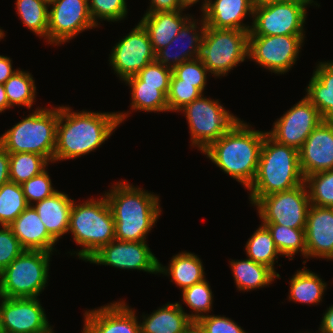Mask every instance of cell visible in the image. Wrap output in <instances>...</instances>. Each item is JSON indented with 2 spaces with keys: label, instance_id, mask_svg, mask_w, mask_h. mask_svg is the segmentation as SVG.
<instances>
[{
  "label": "cell",
  "instance_id": "obj_1",
  "mask_svg": "<svg viewBox=\"0 0 333 333\" xmlns=\"http://www.w3.org/2000/svg\"><path fill=\"white\" fill-rule=\"evenodd\" d=\"M126 112L72 111L59 106L53 163L76 159L99 148L128 116Z\"/></svg>",
  "mask_w": 333,
  "mask_h": 333
},
{
  "label": "cell",
  "instance_id": "obj_2",
  "mask_svg": "<svg viewBox=\"0 0 333 333\" xmlns=\"http://www.w3.org/2000/svg\"><path fill=\"white\" fill-rule=\"evenodd\" d=\"M267 132L252 130V126L239 119L217 141L201 153L224 173L248 189L253 183Z\"/></svg>",
  "mask_w": 333,
  "mask_h": 333
},
{
  "label": "cell",
  "instance_id": "obj_3",
  "mask_svg": "<svg viewBox=\"0 0 333 333\" xmlns=\"http://www.w3.org/2000/svg\"><path fill=\"white\" fill-rule=\"evenodd\" d=\"M105 196L115 222V239L146 241V236L161 215L159 196L127 181L111 186Z\"/></svg>",
  "mask_w": 333,
  "mask_h": 333
},
{
  "label": "cell",
  "instance_id": "obj_4",
  "mask_svg": "<svg viewBox=\"0 0 333 333\" xmlns=\"http://www.w3.org/2000/svg\"><path fill=\"white\" fill-rule=\"evenodd\" d=\"M299 166V151L280 144L265 134L256 177L247 189L254 205L261 197L288 191L304 183Z\"/></svg>",
  "mask_w": 333,
  "mask_h": 333
},
{
  "label": "cell",
  "instance_id": "obj_5",
  "mask_svg": "<svg viewBox=\"0 0 333 333\" xmlns=\"http://www.w3.org/2000/svg\"><path fill=\"white\" fill-rule=\"evenodd\" d=\"M115 222L106 196L100 199L90 198L83 203L73 206L70 213L68 233L73 235V240L82 247L73 251L71 255L86 261L102 246L115 239Z\"/></svg>",
  "mask_w": 333,
  "mask_h": 333
},
{
  "label": "cell",
  "instance_id": "obj_6",
  "mask_svg": "<svg viewBox=\"0 0 333 333\" xmlns=\"http://www.w3.org/2000/svg\"><path fill=\"white\" fill-rule=\"evenodd\" d=\"M59 106L36 108L0 136V144L8 153L30 152L53 162Z\"/></svg>",
  "mask_w": 333,
  "mask_h": 333
},
{
  "label": "cell",
  "instance_id": "obj_7",
  "mask_svg": "<svg viewBox=\"0 0 333 333\" xmlns=\"http://www.w3.org/2000/svg\"><path fill=\"white\" fill-rule=\"evenodd\" d=\"M50 252L24 250L0 273V293L7 298H36L48 284Z\"/></svg>",
  "mask_w": 333,
  "mask_h": 333
},
{
  "label": "cell",
  "instance_id": "obj_8",
  "mask_svg": "<svg viewBox=\"0 0 333 333\" xmlns=\"http://www.w3.org/2000/svg\"><path fill=\"white\" fill-rule=\"evenodd\" d=\"M249 32L206 25L199 58L212 76H225L248 59Z\"/></svg>",
  "mask_w": 333,
  "mask_h": 333
},
{
  "label": "cell",
  "instance_id": "obj_9",
  "mask_svg": "<svg viewBox=\"0 0 333 333\" xmlns=\"http://www.w3.org/2000/svg\"><path fill=\"white\" fill-rule=\"evenodd\" d=\"M180 111L186 116L192 147H198L201 152L240 119L227 111L219 100H212L203 94Z\"/></svg>",
  "mask_w": 333,
  "mask_h": 333
},
{
  "label": "cell",
  "instance_id": "obj_10",
  "mask_svg": "<svg viewBox=\"0 0 333 333\" xmlns=\"http://www.w3.org/2000/svg\"><path fill=\"white\" fill-rule=\"evenodd\" d=\"M314 0L255 3L249 36L305 35L307 7Z\"/></svg>",
  "mask_w": 333,
  "mask_h": 333
},
{
  "label": "cell",
  "instance_id": "obj_11",
  "mask_svg": "<svg viewBox=\"0 0 333 333\" xmlns=\"http://www.w3.org/2000/svg\"><path fill=\"white\" fill-rule=\"evenodd\" d=\"M253 206L257 208L262 224L305 229L311 203L304 182L291 190L263 196Z\"/></svg>",
  "mask_w": 333,
  "mask_h": 333
},
{
  "label": "cell",
  "instance_id": "obj_12",
  "mask_svg": "<svg viewBox=\"0 0 333 333\" xmlns=\"http://www.w3.org/2000/svg\"><path fill=\"white\" fill-rule=\"evenodd\" d=\"M305 35L249 36L248 59L275 74L289 72L299 58Z\"/></svg>",
  "mask_w": 333,
  "mask_h": 333
},
{
  "label": "cell",
  "instance_id": "obj_13",
  "mask_svg": "<svg viewBox=\"0 0 333 333\" xmlns=\"http://www.w3.org/2000/svg\"><path fill=\"white\" fill-rule=\"evenodd\" d=\"M111 50L109 64L122 81L137 75L156 59L149 35L140 22Z\"/></svg>",
  "mask_w": 333,
  "mask_h": 333
},
{
  "label": "cell",
  "instance_id": "obj_14",
  "mask_svg": "<svg viewBox=\"0 0 333 333\" xmlns=\"http://www.w3.org/2000/svg\"><path fill=\"white\" fill-rule=\"evenodd\" d=\"M48 44L62 45L85 30L96 28L88 0H54L49 3Z\"/></svg>",
  "mask_w": 333,
  "mask_h": 333
},
{
  "label": "cell",
  "instance_id": "obj_15",
  "mask_svg": "<svg viewBox=\"0 0 333 333\" xmlns=\"http://www.w3.org/2000/svg\"><path fill=\"white\" fill-rule=\"evenodd\" d=\"M146 241L112 240L102 246L87 261L117 269L140 270L157 274L159 260L151 252Z\"/></svg>",
  "mask_w": 333,
  "mask_h": 333
},
{
  "label": "cell",
  "instance_id": "obj_16",
  "mask_svg": "<svg viewBox=\"0 0 333 333\" xmlns=\"http://www.w3.org/2000/svg\"><path fill=\"white\" fill-rule=\"evenodd\" d=\"M0 333H54V331L38 297H4L0 308Z\"/></svg>",
  "mask_w": 333,
  "mask_h": 333
},
{
  "label": "cell",
  "instance_id": "obj_17",
  "mask_svg": "<svg viewBox=\"0 0 333 333\" xmlns=\"http://www.w3.org/2000/svg\"><path fill=\"white\" fill-rule=\"evenodd\" d=\"M321 122L322 116L317 108L303 97L274 122L273 128L267 131V134L276 142L299 151Z\"/></svg>",
  "mask_w": 333,
  "mask_h": 333
},
{
  "label": "cell",
  "instance_id": "obj_18",
  "mask_svg": "<svg viewBox=\"0 0 333 333\" xmlns=\"http://www.w3.org/2000/svg\"><path fill=\"white\" fill-rule=\"evenodd\" d=\"M196 20L191 17L171 43L156 53L155 60L158 63L173 70L185 61L199 58L206 24L203 16L199 20L201 23ZM197 24L201 25L200 28Z\"/></svg>",
  "mask_w": 333,
  "mask_h": 333
},
{
  "label": "cell",
  "instance_id": "obj_19",
  "mask_svg": "<svg viewBox=\"0 0 333 333\" xmlns=\"http://www.w3.org/2000/svg\"><path fill=\"white\" fill-rule=\"evenodd\" d=\"M304 179L314 173L333 170V124L321 122L299 150Z\"/></svg>",
  "mask_w": 333,
  "mask_h": 333
},
{
  "label": "cell",
  "instance_id": "obj_20",
  "mask_svg": "<svg viewBox=\"0 0 333 333\" xmlns=\"http://www.w3.org/2000/svg\"><path fill=\"white\" fill-rule=\"evenodd\" d=\"M305 243L307 259L333 260V207H309Z\"/></svg>",
  "mask_w": 333,
  "mask_h": 333
},
{
  "label": "cell",
  "instance_id": "obj_21",
  "mask_svg": "<svg viewBox=\"0 0 333 333\" xmlns=\"http://www.w3.org/2000/svg\"><path fill=\"white\" fill-rule=\"evenodd\" d=\"M83 317L96 333H141L135 309L124 300L86 310Z\"/></svg>",
  "mask_w": 333,
  "mask_h": 333
},
{
  "label": "cell",
  "instance_id": "obj_22",
  "mask_svg": "<svg viewBox=\"0 0 333 333\" xmlns=\"http://www.w3.org/2000/svg\"><path fill=\"white\" fill-rule=\"evenodd\" d=\"M254 6L255 0H209L201 16L211 28L250 31L252 26L243 20L248 15L253 18Z\"/></svg>",
  "mask_w": 333,
  "mask_h": 333
},
{
  "label": "cell",
  "instance_id": "obj_23",
  "mask_svg": "<svg viewBox=\"0 0 333 333\" xmlns=\"http://www.w3.org/2000/svg\"><path fill=\"white\" fill-rule=\"evenodd\" d=\"M9 227L24 250L54 252L57 241L48 233L33 206H28Z\"/></svg>",
  "mask_w": 333,
  "mask_h": 333
},
{
  "label": "cell",
  "instance_id": "obj_24",
  "mask_svg": "<svg viewBox=\"0 0 333 333\" xmlns=\"http://www.w3.org/2000/svg\"><path fill=\"white\" fill-rule=\"evenodd\" d=\"M184 10L145 13L140 20L147 31L155 53L166 47L192 17ZM188 15V16H187Z\"/></svg>",
  "mask_w": 333,
  "mask_h": 333
},
{
  "label": "cell",
  "instance_id": "obj_25",
  "mask_svg": "<svg viewBox=\"0 0 333 333\" xmlns=\"http://www.w3.org/2000/svg\"><path fill=\"white\" fill-rule=\"evenodd\" d=\"M74 199L61 191L32 205L45 225L48 233L59 241L61 236L68 233L70 213Z\"/></svg>",
  "mask_w": 333,
  "mask_h": 333
},
{
  "label": "cell",
  "instance_id": "obj_26",
  "mask_svg": "<svg viewBox=\"0 0 333 333\" xmlns=\"http://www.w3.org/2000/svg\"><path fill=\"white\" fill-rule=\"evenodd\" d=\"M306 92L305 97L317 108L322 121L333 124V60L317 64Z\"/></svg>",
  "mask_w": 333,
  "mask_h": 333
},
{
  "label": "cell",
  "instance_id": "obj_27",
  "mask_svg": "<svg viewBox=\"0 0 333 333\" xmlns=\"http://www.w3.org/2000/svg\"><path fill=\"white\" fill-rule=\"evenodd\" d=\"M142 317L141 333H184L193 322L180 302H168L151 314Z\"/></svg>",
  "mask_w": 333,
  "mask_h": 333
},
{
  "label": "cell",
  "instance_id": "obj_28",
  "mask_svg": "<svg viewBox=\"0 0 333 333\" xmlns=\"http://www.w3.org/2000/svg\"><path fill=\"white\" fill-rule=\"evenodd\" d=\"M168 266L159 262L158 273L170 276V282L182 290L206 279L202 261L194 253L184 251L173 255Z\"/></svg>",
  "mask_w": 333,
  "mask_h": 333
},
{
  "label": "cell",
  "instance_id": "obj_29",
  "mask_svg": "<svg viewBox=\"0 0 333 333\" xmlns=\"http://www.w3.org/2000/svg\"><path fill=\"white\" fill-rule=\"evenodd\" d=\"M124 82L131 88V110L169 112L167 95L170 86L143 85V81L137 75Z\"/></svg>",
  "mask_w": 333,
  "mask_h": 333
},
{
  "label": "cell",
  "instance_id": "obj_30",
  "mask_svg": "<svg viewBox=\"0 0 333 333\" xmlns=\"http://www.w3.org/2000/svg\"><path fill=\"white\" fill-rule=\"evenodd\" d=\"M234 283L239 291L264 288L272 284L277 274L266 265L256 263L250 258L229 261Z\"/></svg>",
  "mask_w": 333,
  "mask_h": 333
},
{
  "label": "cell",
  "instance_id": "obj_31",
  "mask_svg": "<svg viewBox=\"0 0 333 333\" xmlns=\"http://www.w3.org/2000/svg\"><path fill=\"white\" fill-rule=\"evenodd\" d=\"M290 290L288 299L293 302L304 304H319L327 288L319 275L306 269L305 266L290 279Z\"/></svg>",
  "mask_w": 333,
  "mask_h": 333
},
{
  "label": "cell",
  "instance_id": "obj_32",
  "mask_svg": "<svg viewBox=\"0 0 333 333\" xmlns=\"http://www.w3.org/2000/svg\"><path fill=\"white\" fill-rule=\"evenodd\" d=\"M245 250L248 258L271 268L277 274V278H280L274 264L276 259H278L277 255L280 256L281 254L275 246L270 231L265 225L261 223V226L254 231L245 245Z\"/></svg>",
  "mask_w": 333,
  "mask_h": 333
},
{
  "label": "cell",
  "instance_id": "obj_33",
  "mask_svg": "<svg viewBox=\"0 0 333 333\" xmlns=\"http://www.w3.org/2000/svg\"><path fill=\"white\" fill-rule=\"evenodd\" d=\"M49 3L45 0H16L17 14L22 23L48 42Z\"/></svg>",
  "mask_w": 333,
  "mask_h": 333
},
{
  "label": "cell",
  "instance_id": "obj_34",
  "mask_svg": "<svg viewBox=\"0 0 333 333\" xmlns=\"http://www.w3.org/2000/svg\"><path fill=\"white\" fill-rule=\"evenodd\" d=\"M3 85L9 109L15 105L29 109L32 107L36 97V86L28 71L18 69Z\"/></svg>",
  "mask_w": 333,
  "mask_h": 333
},
{
  "label": "cell",
  "instance_id": "obj_35",
  "mask_svg": "<svg viewBox=\"0 0 333 333\" xmlns=\"http://www.w3.org/2000/svg\"><path fill=\"white\" fill-rule=\"evenodd\" d=\"M50 162L36 153H9L10 181L22 184L44 171Z\"/></svg>",
  "mask_w": 333,
  "mask_h": 333
},
{
  "label": "cell",
  "instance_id": "obj_36",
  "mask_svg": "<svg viewBox=\"0 0 333 333\" xmlns=\"http://www.w3.org/2000/svg\"><path fill=\"white\" fill-rule=\"evenodd\" d=\"M271 233L275 246L282 256L293 259L298 252L306 258L305 229H295L278 224H263Z\"/></svg>",
  "mask_w": 333,
  "mask_h": 333
},
{
  "label": "cell",
  "instance_id": "obj_37",
  "mask_svg": "<svg viewBox=\"0 0 333 333\" xmlns=\"http://www.w3.org/2000/svg\"><path fill=\"white\" fill-rule=\"evenodd\" d=\"M28 206L20 184L8 181L0 186V226H9Z\"/></svg>",
  "mask_w": 333,
  "mask_h": 333
},
{
  "label": "cell",
  "instance_id": "obj_38",
  "mask_svg": "<svg viewBox=\"0 0 333 333\" xmlns=\"http://www.w3.org/2000/svg\"><path fill=\"white\" fill-rule=\"evenodd\" d=\"M210 287L211 286L207 280L204 279L203 281L182 290L181 301L194 312L187 314L193 322H197L212 310L214 296Z\"/></svg>",
  "mask_w": 333,
  "mask_h": 333
},
{
  "label": "cell",
  "instance_id": "obj_39",
  "mask_svg": "<svg viewBox=\"0 0 333 333\" xmlns=\"http://www.w3.org/2000/svg\"><path fill=\"white\" fill-rule=\"evenodd\" d=\"M304 182L311 205L333 207V170L311 174Z\"/></svg>",
  "mask_w": 333,
  "mask_h": 333
},
{
  "label": "cell",
  "instance_id": "obj_40",
  "mask_svg": "<svg viewBox=\"0 0 333 333\" xmlns=\"http://www.w3.org/2000/svg\"><path fill=\"white\" fill-rule=\"evenodd\" d=\"M88 3L91 18L97 27H100L98 20L117 22L124 20L128 13L126 0H88Z\"/></svg>",
  "mask_w": 333,
  "mask_h": 333
},
{
  "label": "cell",
  "instance_id": "obj_41",
  "mask_svg": "<svg viewBox=\"0 0 333 333\" xmlns=\"http://www.w3.org/2000/svg\"><path fill=\"white\" fill-rule=\"evenodd\" d=\"M202 94L204 93L193 84L181 83V79L176 78L172 74L167 95L169 112H178L185 105L199 98Z\"/></svg>",
  "mask_w": 333,
  "mask_h": 333
},
{
  "label": "cell",
  "instance_id": "obj_42",
  "mask_svg": "<svg viewBox=\"0 0 333 333\" xmlns=\"http://www.w3.org/2000/svg\"><path fill=\"white\" fill-rule=\"evenodd\" d=\"M21 187L29 206L34 205V202L37 203L46 199L58 191L52 187L47 168L38 175L30 178L28 181L22 183Z\"/></svg>",
  "mask_w": 333,
  "mask_h": 333
},
{
  "label": "cell",
  "instance_id": "obj_43",
  "mask_svg": "<svg viewBox=\"0 0 333 333\" xmlns=\"http://www.w3.org/2000/svg\"><path fill=\"white\" fill-rule=\"evenodd\" d=\"M172 74L181 79V83L193 84L203 93L210 73L200 58H196L183 62L172 70Z\"/></svg>",
  "mask_w": 333,
  "mask_h": 333
},
{
  "label": "cell",
  "instance_id": "obj_44",
  "mask_svg": "<svg viewBox=\"0 0 333 333\" xmlns=\"http://www.w3.org/2000/svg\"><path fill=\"white\" fill-rule=\"evenodd\" d=\"M24 249L9 226L0 227V273L15 259Z\"/></svg>",
  "mask_w": 333,
  "mask_h": 333
},
{
  "label": "cell",
  "instance_id": "obj_45",
  "mask_svg": "<svg viewBox=\"0 0 333 333\" xmlns=\"http://www.w3.org/2000/svg\"><path fill=\"white\" fill-rule=\"evenodd\" d=\"M197 323L205 333H246L234 320L220 315H206ZM248 333V332H247Z\"/></svg>",
  "mask_w": 333,
  "mask_h": 333
},
{
  "label": "cell",
  "instance_id": "obj_46",
  "mask_svg": "<svg viewBox=\"0 0 333 333\" xmlns=\"http://www.w3.org/2000/svg\"><path fill=\"white\" fill-rule=\"evenodd\" d=\"M137 76L143 81V85L170 86L172 70L155 60L140 70Z\"/></svg>",
  "mask_w": 333,
  "mask_h": 333
},
{
  "label": "cell",
  "instance_id": "obj_47",
  "mask_svg": "<svg viewBox=\"0 0 333 333\" xmlns=\"http://www.w3.org/2000/svg\"><path fill=\"white\" fill-rule=\"evenodd\" d=\"M146 13L184 10L178 0H151Z\"/></svg>",
  "mask_w": 333,
  "mask_h": 333
},
{
  "label": "cell",
  "instance_id": "obj_48",
  "mask_svg": "<svg viewBox=\"0 0 333 333\" xmlns=\"http://www.w3.org/2000/svg\"><path fill=\"white\" fill-rule=\"evenodd\" d=\"M10 181L9 178V153L0 144V186Z\"/></svg>",
  "mask_w": 333,
  "mask_h": 333
},
{
  "label": "cell",
  "instance_id": "obj_49",
  "mask_svg": "<svg viewBox=\"0 0 333 333\" xmlns=\"http://www.w3.org/2000/svg\"><path fill=\"white\" fill-rule=\"evenodd\" d=\"M18 69H12L10 57L0 55V83L4 84Z\"/></svg>",
  "mask_w": 333,
  "mask_h": 333
},
{
  "label": "cell",
  "instance_id": "obj_50",
  "mask_svg": "<svg viewBox=\"0 0 333 333\" xmlns=\"http://www.w3.org/2000/svg\"><path fill=\"white\" fill-rule=\"evenodd\" d=\"M318 333H333V305L323 313L322 321Z\"/></svg>",
  "mask_w": 333,
  "mask_h": 333
},
{
  "label": "cell",
  "instance_id": "obj_51",
  "mask_svg": "<svg viewBox=\"0 0 333 333\" xmlns=\"http://www.w3.org/2000/svg\"><path fill=\"white\" fill-rule=\"evenodd\" d=\"M179 5L183 8V9H187L188 6H193L195 3L197 4V2H200L199 0H178ZM209 0H204L202 5H201V12L203 13L207 6H208Z\"/></svg>",
  "mask_w": 333,
  "mask_h": 333
},
{
  "label": "cell",
  "instance_id": "obj_52",
  "mask_svg": "<svg viewBox=\"0 0 333 333\" xmlns=\"http://www.w3.org/2000/svg\"><path fill=\"white\" fill-rule=\"evenodd\" d=\"M9 109V102L6 96L4 85L0 83V113Z\"/></svg>",
  "mask_w": 333,
  "mask_h": 333
},
{
  "label": "cell",
  "instance_id": "obj_53",
  "mask_svg": "<svg viewBox=\"0 0 333 333\" xmlns=\"http://www.w3.org/2000/svg\"><path fill=\"white\" fill-rule=\"evenodd\" d=\"M184 333H205V331L201 328V326L197 322H192Z\"/></svg>",
  "mask_w": 333,
  "mask_h": 333
},
{
  "label": "cell",
  "instance_id": "obj_54",
  "mask_svg": "<svg viewBox=\"0 0 333 333\" xmlns=\"http://www.w3.org/2000/svg\"><path fill=\"white\" fill-rule=\"evenodd\" d=\"M280 1H298V0H255V3L266 4L270 2H280Z\"/></svg>",
  "mask_w": 333,
  "mask_h": 333
},
{
  "label": "cell",
  "instance_id": "obj_55",
  "mask_svg": "<svg viewBox=\"0 0 333 333\" xmlns=\"http://www.w3.org/2000/svg\"><path fill=\"white\" fill-rule=\"evenodd\" d=\"M82 333H96L85 321Z\"/></svg>",
  "mask_w": 333,
  "mask_h": 333
},
{
  "label": "cell",
  "instance_id": "obj_56",
  "mask_svg": "<svg viewBox=\"0 0 333 333\" xmlns=\"http://www.w3.org/2000/svg\"><path fill=\"white\" fill-rule=\"evenodd\" d=\"M5 35H4V31L0 28V39L4 38Z\"/></svg>",
  "mask_w": 333,
  "mask_h": 333
},
{
  "label": "cell",
  "instance_id": "obj_57",
  "mask_svg": "<svg viewBox=\"0 0 333 333\" xmlns=\"http://www.w3.org/2000/svg\"><path fill=\"white\" fill-rule=\"evenodd\" d=\"M3 298H4V296L0 293V308H1Z\"/></svg>",
  "mask_w": 333,
  "mask_h": 333
},
{
  "label": "cell",
  "instance_id": "obj_58",
  "mask_svg": "<svg viewBox=\"0 0 333 333\" xmlns=\"http://www.w3.org/2000/svg\"><path fill=\"white\" fill-rule=\"evenodd\" d=\"M46 2H48V3H50V2H52V1H54V0H45Z\"/></svg>",
  "mask_w": 333,
  "mask_h": 333
}]
</instances>
